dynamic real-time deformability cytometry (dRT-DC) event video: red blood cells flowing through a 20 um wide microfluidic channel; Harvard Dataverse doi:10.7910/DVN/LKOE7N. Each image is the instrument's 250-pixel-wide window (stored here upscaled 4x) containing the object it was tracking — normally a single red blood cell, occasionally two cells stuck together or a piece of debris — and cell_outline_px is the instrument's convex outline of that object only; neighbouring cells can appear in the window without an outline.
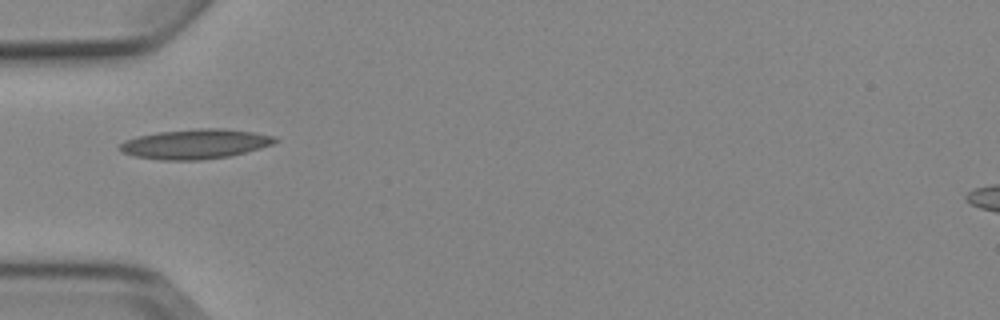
{"species": "Egyptian fruit bat (a non-hibernating species)", "species_latin": "Rousettus aegyptiacus", "temperature_condition": "cold", "stored_images_in_passage": 1, "camera_frame_rate_fps": 3000, "um_per_image_px": 0.085, "animal": {"sex": "female"}, "frame": {"image": 1, "passage_image": 1, "time_ms": 0.0, "image_size_px": [1000, 320], "cell_outline_px": [[280, 140], [272, 144], [260, 148], [228, 156], [200, 160], [160, 160], [132, 156], [124, 152], [120, 148], [120, 144], [124, 140], [136, 136], [156, 132], [200, 128], [220, 128], [252, 132], [276, 136]], "centroid_in_image_um": [16.58, 12.23], "position_along_channel_um": 68.4, "area_um2": 26.88}}